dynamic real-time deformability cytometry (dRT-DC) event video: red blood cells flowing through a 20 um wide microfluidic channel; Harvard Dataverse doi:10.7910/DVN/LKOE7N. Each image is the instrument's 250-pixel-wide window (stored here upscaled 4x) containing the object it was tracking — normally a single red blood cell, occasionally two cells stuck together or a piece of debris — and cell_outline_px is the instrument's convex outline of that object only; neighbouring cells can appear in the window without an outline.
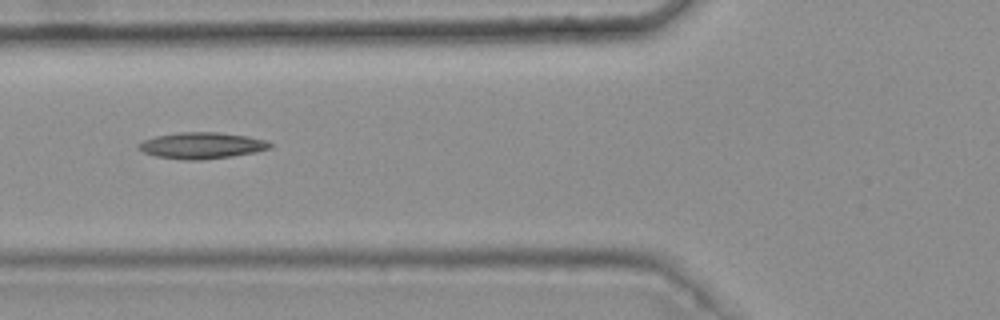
{"species": "common noctule bat (a hibernating species)", "species_latin": "Nyctalus noctula", "temperature_condition": "warm", "stored_images_in_passage": 7, "camera_frame_rate_fps": 3000, "um_per_image_px": 0.085, "animal": {"sex": "female", "body_mass_g": 25.1}, "frame": {"image": 1, "passage_image": 4, "time_ms": 1.0, "image_size_px": [1000, 320], "cell_outline_px": [[272, 148], [256, 152], [232, 156], [200, 160], [184, 160], [156, 156], [144, 152], [136, 148], [136, 144], [144, 140], [156, 136], [180, 132], [220, 132], [248, 136], [264, 140], [272, 144]], "centroid_in_image_um": [17.14, 12.37], "position_along_channel_um": 108.7, "area_um2": 20.23}}
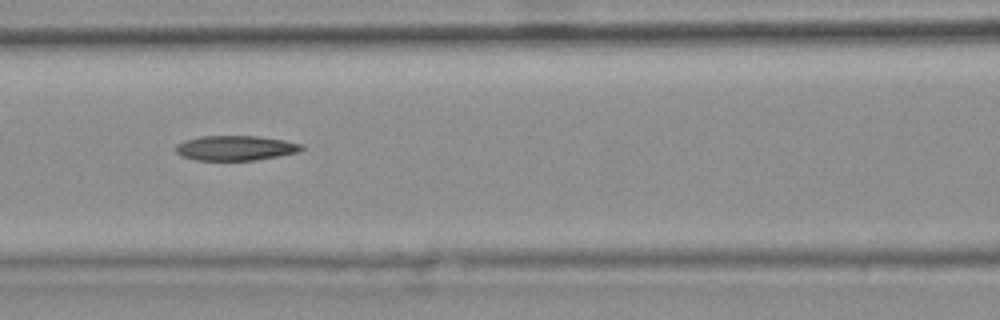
{"frame": {"image": 2, "passage_image": 5, "time_ms": 1.333, "image_size_px": [1000, 320], "cell_outline_px": [[304, 148], [300, 152], [256, 160], [196, 160], [184, 156], [176, 152], [176, 144], [184, 140], [200, 136], [256, 136], [284, 140], [300, 144]], "centroid_in_image_um": [20.02, 12.58], "position_along_channel_um": 146.6, "area_um2": 18.15}}